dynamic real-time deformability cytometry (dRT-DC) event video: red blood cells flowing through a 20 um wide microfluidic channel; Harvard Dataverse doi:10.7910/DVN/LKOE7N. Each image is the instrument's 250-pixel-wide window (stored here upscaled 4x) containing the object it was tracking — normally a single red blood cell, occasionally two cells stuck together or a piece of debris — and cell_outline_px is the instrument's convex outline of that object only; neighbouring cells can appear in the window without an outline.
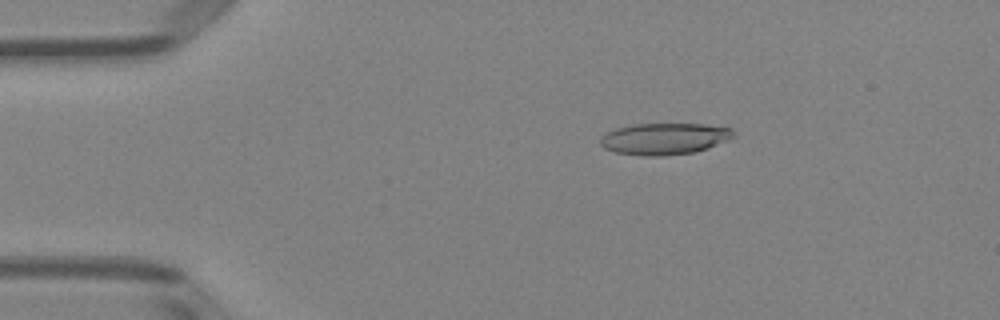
{"species": "Egyptian fruit bat (a non-hibernating species)", "species_latin": "Rousettus aegyptiacus", "temperature_condition": "room temperature", "stored_images_in_passage": 51, "camera_frame_rate_fps": 3000, "um_per_image_px": 0.085, "animal": {"sex": "female"}, "frame": {"image": 1, "passage_image": 9, "time_ms": 2.667, "image_size_px": [1000, 320], "cell_outline_px": [[736, 136], [728, 140], [708, 148], [692, 152], [664, 156], [644, 156], [612, 152], [604, 148], [600, 144], [600, 140], [608, 132], [616, 128], [636, 124], [704, 124], [732, 128], [736, 132]], "centroid_in_image_um": [56.51, 11.8], "position_along_channel_um": 28.5, "area_um2": 24.57}}
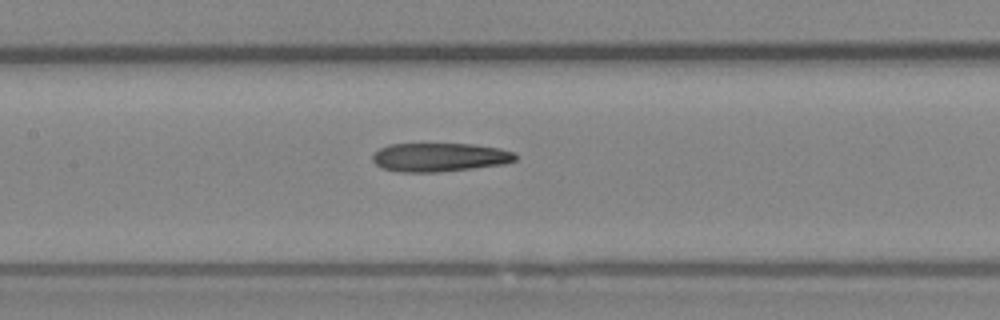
{"frame": {"image": 2, "passage_image": 24, "time_ms": 7.667, "image_size_px": [1000, 320], "cell_outline_px": [[516, 160], [504, 164], [472, 168], [436, 172], [400, 172], [380, 168], [372, 160], [372, 156], [380, 148], [388, 144], [472, 144], [500, 148], [516, 152]], "centroid_in_image_um": [37.36, 13.36], "position_along_channel_um": 170.0, "area_um2": 23.93}}
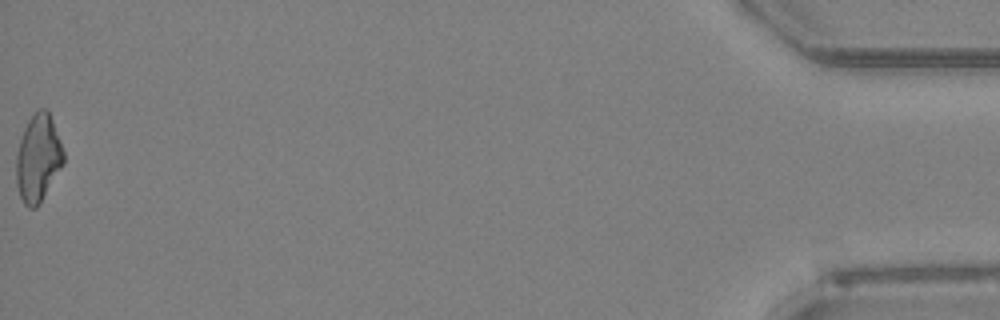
{"frame": {"image": 3, "passage_image": 51, "time_ms": 16.667, "image_size_px": [1000, 320], "cell_outline_px": [[64, 164], [40, 204], [36, 208], [28, 208], [24, 204], [20, 196], [16, 184], [16, 156], [20, 140], [24, 128], [28, 120], [40, 108], [48, 108], [60, 140], [64, 152]], "centroid_in_image_um": [3.25, 13.46], "position_along_channel_um": 432.0, "area_um2": 24.28}, "authors_computed_cell_mechanics": {"area_um2": 24.3916, "velocity_mm_per_s": 4.0169, "shape_relaxation_time_tau1_ms": null, "shape_relaxation_time_tau2_ms": 7.4384, "deformation_change_tau1": null, "deformation_change_tau2": 0.2458}}